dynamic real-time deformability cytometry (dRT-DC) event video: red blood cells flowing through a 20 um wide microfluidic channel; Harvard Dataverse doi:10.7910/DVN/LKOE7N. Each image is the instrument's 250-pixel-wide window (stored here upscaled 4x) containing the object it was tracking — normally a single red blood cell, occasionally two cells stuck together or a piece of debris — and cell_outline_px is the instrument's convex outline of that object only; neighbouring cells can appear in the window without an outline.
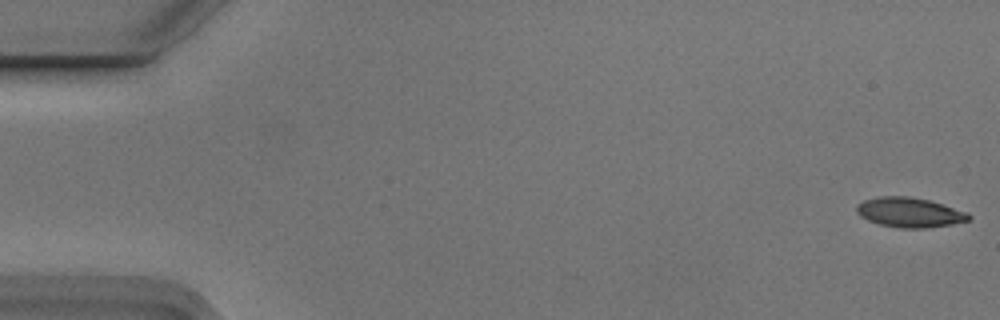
{"species": "Egyptian fruit bat (a non-hibernating species)", "species_latin": "Rousettus aegyptiacus", "temperature_condition": "cold", "stored_images_in_passage": 6, "camera_frame_rate_fps": 3000, "um_per_image_px": 0.085, "animal": {"sex": "male"}, "frame": {"image": 1, "passage_image": 1, "time_ms": 0.0, "image_size_px": [1000, 320], "cell_outline_px": [[972, 216], [968, 220], [952, 224], [928, 228], [900, 228], [880, 224], [868, 220], [860, 216], [856, 212], [856, 204], [864, 200], [880, 196], [908, 196], [928, 200], [968, 212]], "centroid_in_image_um": [77.3, 18.05], "position_along_channel_um": 7.7, "area_um2": 19.42}}
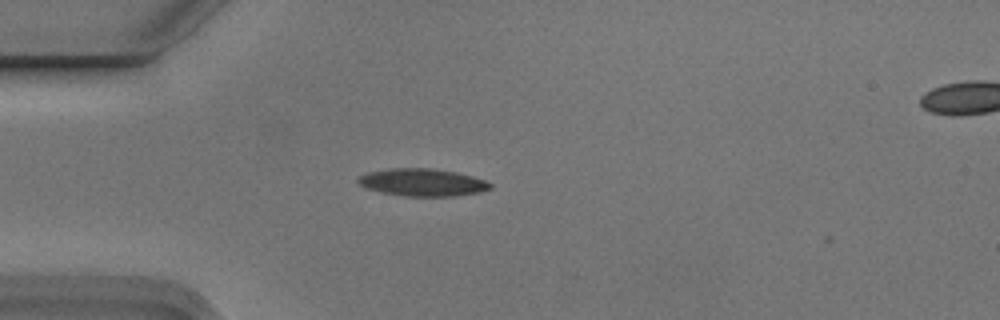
{"frame": {"image": 2, "passage_image": 5, "time_ms": 1.333, "image_size_px": [1000, 320], "cell_outline_px": [[492, 188], [480, 192], [452, 196], [404, 196], [380, 192], [368, 188], [360, 184], [356, 180], [360, 176], [368, 172], [388, 168], [432, 168], [456, 172], [472, 176], [484, 180], [492, 184]], "centroid_in_image_um": [35.91, 15.5], "position_along_channel_um": 49.1, "area_um2": 21.1}}